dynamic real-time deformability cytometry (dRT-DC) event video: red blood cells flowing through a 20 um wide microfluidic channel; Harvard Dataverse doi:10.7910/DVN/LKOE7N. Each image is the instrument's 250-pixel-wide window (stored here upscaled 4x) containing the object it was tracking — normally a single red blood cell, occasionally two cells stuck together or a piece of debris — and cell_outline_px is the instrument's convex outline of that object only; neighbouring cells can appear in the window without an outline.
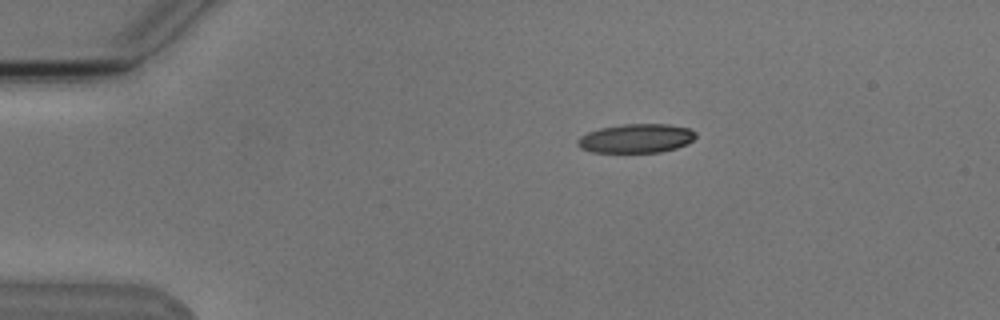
{"species": "Egyptian fruit bat (a non-hibernating species)", "species_latin": "Rousettus aegyptiacus", "temperature_condition": "cold", "stored_images_in_passage": 5, "camera_frame_rate_fps": 3000, "um_per_image_px": 0.085, "animal": {"sex": "male"}, "frame": {"image": 1, "passage_image": 1, "time_ms": 0.0, "image_size_px": [1000, 320], "cell_outline_px": [[696, 136], [688, 144], [676, 148], [660, 152], [592, 152], [580, 148], [576, 144], [576, 140], [580, 136], [588, 132], [600, 128], [624, 124], [668, 124], [688, 128], [696, 132]], "centroid_in_image_um": [54.06, 11.76], "position_along_channel_um": 30.9, "area_um2": 20.0}}
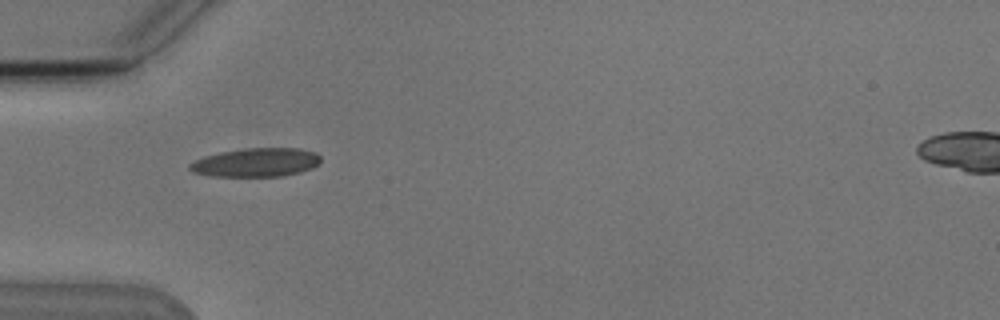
{"frame": {"image": 2, "passage_image": 3, "time_ms": 2.333, "image_size_px": [1000, 320], "cell_outline_px": [[320, 160], [312, 168], [300, 172], [280, 176], [208, 176], [192, 172], [188, 168], [188, 164], [204, 156], [220, 152], [244, 148], [300, 148], [316, 152], [320, 156]], "centroid_in_image_um": [21.74, 13.8], "position_along_channel_um": 63.3, "area_um2": 21.96}}
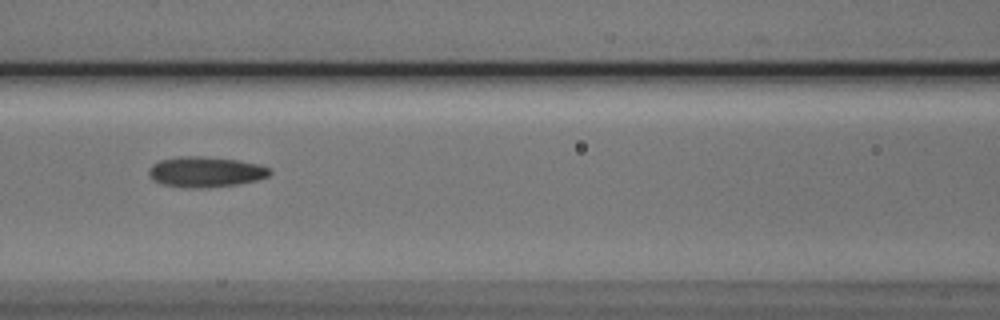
{"frame": {"image": 3, "passage_image": 5, "time_ms": 4.667, "image_size_px": [1000, 320], "cell_outline_px": [[272, 172], [268, 176], [256, 180], [236, 184], [208, 188], [180, 188], [160, 184], [152, 180], [148, 172], [148, 168], [152, 164], [160, 160], [180, 156], [204, 156], [240, 160], [260, 164], [272, 168]], "centroid_in_image_um": [17.46, 14.61], "position_along_channel_um": 149.1, "area_um2": 21.96}}